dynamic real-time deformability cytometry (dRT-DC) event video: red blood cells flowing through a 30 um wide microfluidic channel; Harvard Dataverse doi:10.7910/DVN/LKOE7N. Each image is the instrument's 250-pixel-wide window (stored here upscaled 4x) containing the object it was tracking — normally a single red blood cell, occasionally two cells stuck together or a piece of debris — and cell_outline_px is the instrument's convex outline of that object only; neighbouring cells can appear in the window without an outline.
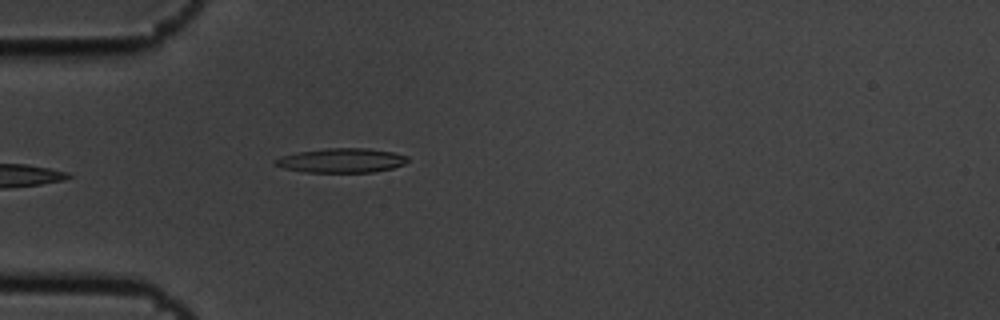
{"species": "common noctule bat (a hibernating species)", "species_latin": "Nyctalus noctula", "temperature_condition": "cold", "stored_images_in_passage": 6, "camera_frame_rate_fps": 3000, "um_per_image_px": 0.085, "animal": {"sex": "male", "body_mass_g": 19.5, "forearm_length_mm": 54.6}, "frame": {"image": 1, "passage_image": 6, "time_ms": 1.667, "image_size_px": [1000, 320], "cell_outline_px": [[408, 160], [404, 164], [392, 168], [372, 172], [308, 172], [284, 168], [272, 164], [272, 160], [280, 156], [300, 152], [328, 148], [368, 148], [392, 152], [408, 156]], "centroid_in_image_um": [29.0, 13.64], "position_along_channel_um": 56.0, "area_um2": 18.73}}